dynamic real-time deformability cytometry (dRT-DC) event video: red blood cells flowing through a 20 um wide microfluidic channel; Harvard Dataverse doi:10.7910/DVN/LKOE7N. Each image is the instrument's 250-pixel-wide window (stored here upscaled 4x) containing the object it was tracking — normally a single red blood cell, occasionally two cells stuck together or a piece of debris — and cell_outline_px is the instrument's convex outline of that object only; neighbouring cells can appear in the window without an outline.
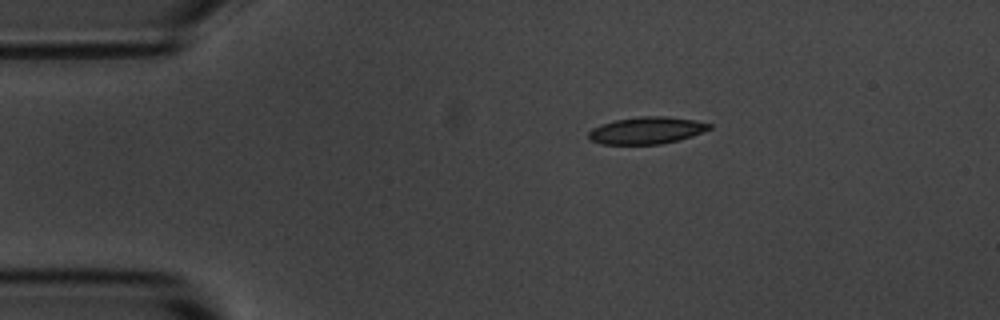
{"species": "common noctule bat (a hibernating species)", "species_latin": "Nyctalus noctula", "temperature_condition": "room temperature", "stored_images_in_passage": 3, "camera_frame_rate_fps": 3000, "um_per_image_px": 0.085, "animal": {"sex": "male", "body_mass_g": 20.1, "forearm_length_mm": 53.5}, "frame": {"image": 1, "passage_image": 1, "time_ms": 0.0, "image_size_px": [1000, 320], "cell_outline_px": [[712, 128], [704, 132], [680, 140], [660, 144], [600, 144], [592, 140], [588, 136], [588, 132], [592, 128], [600, 124], [612, 120], [640, 116], [664, 116], [696, 120], [712, 124]], "centroid_in_image_um": [54.98, 11.08], "position_along_channel_um": 30.0, "area_um2": 19.25}}
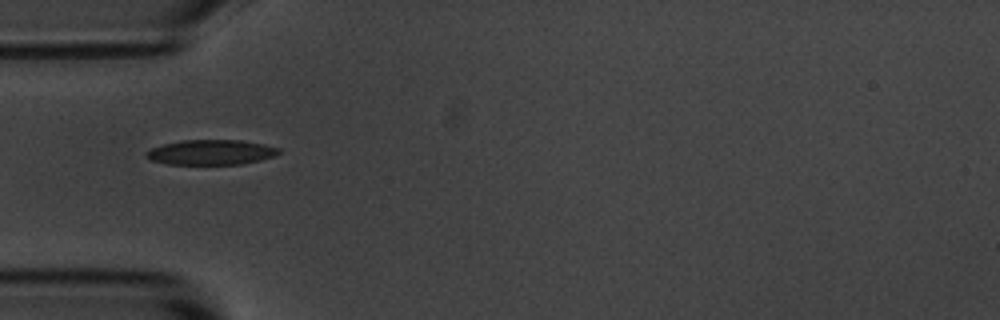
{"frame": {"image": 2, "passage_image": 3, "time_ms": 2.333, "image_size_px": [1000, 320], "cell_outline_px": [[280, 152], [276, 156], [244, 164], [164, 164], [148, 160], [144, 156], [144, 152], [152, 148], [164, 144], [184, 140], [240, 140], [264, 144], [280, 148]], "centroid_in_image_um": [17.92, 12.95], "position_along_channel_um": 67.1, "area_um2": 19.54}}